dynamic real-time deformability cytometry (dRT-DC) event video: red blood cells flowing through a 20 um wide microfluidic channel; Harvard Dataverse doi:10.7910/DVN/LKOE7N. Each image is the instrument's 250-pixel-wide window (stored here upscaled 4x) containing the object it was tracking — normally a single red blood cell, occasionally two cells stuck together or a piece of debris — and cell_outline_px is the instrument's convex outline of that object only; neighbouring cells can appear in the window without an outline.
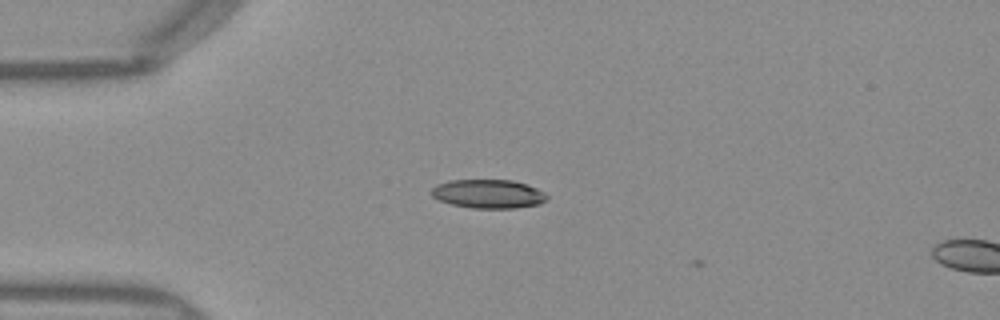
{"species": "Egyptian fruit bat (a non-hibernating species)", "species_latin": "Rousettus aegyptiacus", "temperature_condition": "warm", "stored_images_in_passage": 4, "camera_frame_rate_fps": 3000, "um_per_image_px": 0.085, "frame": {"image": 1, "passage_image": 3, "time_ms": 0.667, "image_size_px": [1000, 320], "cell_outline_px": [[548, 200], [540, 204], [516, 208], [472, 208], [452, 204], [440, 200], [432, 196], [432, 188], [436, 184], [448, 180], [512, 180], [528, 184], [544, 192], [548, 196]], "centroid_in_image_um": [41.54, 16.47], "position_along_channel_um": 43.5, "area_um2": 19.48}}